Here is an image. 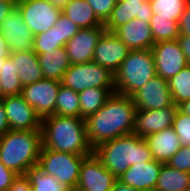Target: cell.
I'll list each match as a JSON object with an SVG mask.
<instances>
[{"instance_id": "1", "label": "cell", "mask_w": 190, "mask_h": 191, "mask_svg": "<svg viewBox=\"0 0 190 191\" xmlns=\"http://www.w3.org/2000/svg\"><path fill=\"white\" fill-rule=\"evenodd\" d=\"M136 111L132 97L114 92L96 113L84 119L87 139L92 148L120 136L132 134Z\"/></svg>"}, {"instance_id": "2", "label": "cell", "mask_w": 190, "mask_h": 191, "mask_svg": "<svg viewBox=\"0 0 190 191\" xmlns=\"http://www.w3.org/2000/svg\"><path fill=\"white\" fill-rule=\"evenodd\" d=\"M42 147L75 155H91L93 148L82 117L50 115L42 118Z\"/></svg>"}, {"instance_id": "3", "label": "cell", "mask_w": 190, "mask_h": 191, "mask_svg": "<svg viewBox=\"0 0 190 191\" xmlns=\"http://www.w3.org/2000/svg\"><path fill=\"white\" fill-rule=\"evenodd\" d=\"M93 153L117 179L130 166L154 160L146 140L134 133L106 141Z\"/></svg>"}, {"instance_id": "4", "label": "cell", "mask_w": 190, "mask_h": 191, "mask_svg": "<svg viewBox=\"0 0 190 191\" xmlns=\"http://www.w3.org/2000/svg\"><path fill=\"white\" fill-rule=\"evenodd\" d=\"M41 130H9L0 137V161L18 175L38 164Z\"/></svg>"}, {"instance_id": "5", "label": "cell", "mask_w": 190, "mask_h": 191, "mask_svg": "<svg viewBox=\"0 0 190 191\" xmlns=\"http://www.w3.org/2000/svg\"><path fill=\"white\" fill-rule=\"evenodd\" d=\"M156 75L151 49L130 50L115 73V92L132 97Z\"/></svg>"}, {"instance_id": "6", "label": "cell", "mask_w": 190, "mask_h": 191, "mask_svg": "<svg viewBox=\"0 0 190 191\" xmlns=\"http://www.w3.org/2000/svg\"><path fill=\"white\" fill-rule=\"evenodd\" d=\"M87 156L41 147L38 165L45 173L57 177L70 190H76L80 167Z\"/></svg>"}, {"instance_id": "7", "label": "cell", "mask_w": 190, "mask_h": 191, "mask_svg": "<svg viewBox=\"0 0 190 191\" xmlns=\"http://www.w3.org/2000/svg\"><path fill=\"white\" fill-rule=\"evenodd\" d=\"M61 84L80 92L87 88H115V74L94 61L72 64L64 73Z\"/></svg>"}, {"instance_id": "8", "label": "cell", "mask_w": 190, "mask_h": 191, "mask_svg": "<svg viewBox=\"0 0 190 191\" xmlns=\"http://www.w3.org/2000/svg\"><path fill=\"white\" fill-rule=\"evenodd\" d=\"M16 7L34 36L48 31L62 14L61 8L46 0H19Z\"/></svg>"}, {"instance_id": "9", "label": "cell", "mask_w": 190, "mask_h": 191, "mask_svg": "<svg viewBox=\"0 0 190 191\" xmlns=\"http://www.w3.org/2000/svg\"><path fill=\"white\" fill-rule=\"evenodd\" d=\"M60 84V81L44 78L33 84L23 86L21 96L42 119L55 114L56 98Z\"/></svg>"}, {"instance_id": "10", "label": "cell", "mask_w": 190, "mask_h": 191, "mask_svg": "<svg viewBox=\"0 0 190 191\" xmlns=\"http://www.w3.org/2000/svg\"><path fill=\"white\" fill-rule=\"evenodd\" d=\"M151 51L156 73L163 79L169 80L188 65L177 39L155 43Z\"/></svg>"}, {"instance_id": "11", "label": "cell", "mask_w": 190, "mask_h": 191, "mask_svg": "<svg viewBox=\"0 0 190 191\" xmlns=\"http://www.w3.org/2000/svg\"><path fill=\"white\" fill-rule=\"evenodd\" d=\"M116 180L117 178L93 153L81 164L75 191H111Z\"/></svg>"}, {"instance_id": "12", "label": "cell", "mask_w": 190, "mask_h": 191, "mask_svg": "<svg viewBox=\"0 0 190 191\" xmlns=\"http://www.w3.org/2000/svg\"><path fill=\"white\" fill-rule=\"evenodd\" d=\"M0 34L6 40L10 52L33 51L34 35L17 7L0 23Z\"/></svg>"}, {"instance_id": "13", "label": "cell", "mask_w": 190, "mask_h": 191, "mask_svg": "<svg viewBox=\"0 0 190 191\" xmlns=\"http://www.w3.org/2000/svg\"><path fill=\"white\" fill-rule=\"evenodd\" d=\"M3 105L10 130H41V117L21 96H5Z\"/></svg>"}, {"instance_id": "14", "label": "cell", "mask_w": 190, "mask_h": 191, "mask_svg": "<svg viewBox=\"0 0 190 191\" xmlns=\"http://www.w3.org/2000/svg\"><path fill=\"white\" fill-rule=\"evenodd\" d=\"M137 110H156L173 104L168 80L156 75L132 96Z\"/></svg>"}, {"instance_id": "15", "label": "cell", "mask_w": 190, "mask_h": 191, "mask_svg": "<svg viewBox=\"0 0 190 191\" xmlns=\"http://www.w3.org/2000/svg\"><path fill=\"white\" fill-rule=\"evenodd\" d=\"M106 31L104 26L80 29L77 34L67 41L65 50L72 64H82L93 60L95 47Z\"/></svg>"}, {"instance_id": "16", "label": "cell", "mask_w": 190, "mask_h": 191, "mask_svg": "<svg viewBox=\"0 0 190 191\" xmlns=\"http://www.w3.org/2000/svg\"><path fill=\"white\" fill-rule=\"evenodd\" d=\"M130 49L113 32L105 31L100 37L94 51L95 63L109 69L115 74Z\"/></svg>"}, {"instance_id": "17", "label": "cell", "mask_w": 190, "mask_h": 191, "mask_svg": "<svg viewBox=\"0 0 190 191\" xmlns=\"http://www.w3.org/2000/svg\"><path fill=\"white\" fill-rule=\"evenodd\" d=\"M153 16L149 0H117L110 17L104 23L106 31L114 32L118 27L134 18L150 22Z\"/></svg>"}, {"instance_id": "18", "label": "cell", "mask_w": 190, "mask_h": 191, "mask_svg": "<svg viewBox=\"0 0 190 191\" xmlns=\"http://www.w3.org/2000/svg\"><path fill=\"white\" fill-rule=\"evenodd\" d=\"M178 106L172 104L166 108L156 110H137L134 134L145 138L149 134L172 127Z\"/></svg>"}, {"instance_id": "19", "label": "cell", "mask_w": 190, "mask_h": 191, "mask_svg": "<svg viewBox=\"0 0 190 191\" xmlns=\"http://www.w3.org/2000/svg\"><path fill=\"white\" fill-rule=\"evenodd\" d=\"M130 50L151 49L155 44L150 23L138 18L118 27L113 32Z\"/></svg>"}, {"instance_id": "20", "label": "cell", "mask_w": 190, "mask_h": 191, "mask_svg": "<svg viewBox=\"0 0 190 191\" xmlns=\"http://www.w3.org/2000/svg\"><path fill=\"white\" fill-rule=\"evenodd\" d=\"M162 165V162L156 160L132 165L118 180L137 190L155 189Z\"/></svg>"}, {"instance_id": "21", "label": "cell", "mask_w": 190, "mask_h": 191, "mask_svg": "<svg viewBox=\"0 0 190 191\" xmlns=\"http://www.w3.org/2000/svg\"><path fill=\"white\" fill-rule=\"evenodd\" d=\"M154 160L166 163L181 147L178 135L172 127L149 134L144 138Z\"/></svg>"}, {"instance_id": "22", "label": "cell", "mask_w": 190, "mask_h": 191, "mask_svg": "<svg viewBox=\"0 0 190 191\" xmlns=\"http://www.w3.org/2000/svg\"><path fill=\"white\" fill-rule=\"evenodd\" d=\"M22 86L44 79L38 56L34 51H16L10 53Z\"/></svg>"}, {"instance_id": "23", "label": "cell", "mask_w": 190, "mask_h": 191, "mask_svg": "<svg viewBox=\"0 0 190 191\" xmlns=\"http://www.w3.org/2000/svg\"><path fill=\"white\" fill-rule=\"evenodd\" d=\"M37 56L45 79L61 82L65 71L71 66L65 47L40 53Z\"/></svg>"}, {"instance_id": "24", "label": "cell", "mask_w": 190, "mask_h": 191, "mask_svg": "<svg viewBox=\"0 0 190 191\" xmlns=\"http://www.w3.org/2000/svg\"><path fill=\"white\" fill-rule=\"evenodd\" d=\"M62 14L80 29L104 26L86 0H68L62 8Z\"/></svg>"}, {"instance_id": "25", "label": "cell", "mask_w": 190, "mask_h": 191, "mask_svg": "<svg viewBox=\"0 0 190 191\" xmlns=\"http://www.w3.org/2000/svg\"><path fill=\"white\" fill-rule=\"evenodd\" d=\"M157 191H190V173L163 163L156 183Z\"/></svg>"}, {"instance_id": "26", "label": "cell", "mask_w": 190, "mask_h": 191, "mask_svg": "<svg viewBox=\"0 0 190 191\" xmlns=\"http://www.w3.org/2000/svg\"><path fill=\"white\" fill-rule=\"evenodd\" d=\"M115 92V88H87L78 92L81 117L83 119L96 113Z\"/></svg>"}, {"instance_id": "27", "label": "cell", "mask_w": 190, "mask_h": 191, "mask_svg": "<svg viewBox=\"0 0 190 191\" xmlns=\"http://www.w3.org/2000/svg\"><path fill=\"white\" fill-rule=\"evenodd\" d=\"M25 175L33 191H71L57 177L45 173L38 164L31 166Z\"/></svg>"}, {"instance_id": "28", "label": "cell", "mask_w": 190, "mask_h": 191, "mask_svg": "<svg viewBox=\"0 0 190 191\" xmlns=\"http://www.w3.org/2000/svg\"><path fill=\"white\" fill-rule=\"evenodd\" d=\"M55 114L59 116L81 117L78 92L60 84L56 98Z\"/></svg>"}, {"instance_id": "29", "label": "cell", "mask_w": 190, "mask_h": 191, "mask_svg": "<svg viewBox=\"0 0 190 191\" xmlns=\"http://www.w3.org/2000/svg\"><path fill=\"white\" fill-rule=\"evenodd\" d=\"M153 16L179 21L190 0H149Z\"/></svg>"}, {"instance_id": "30", "label": "cell", "mask_w": 190, "mask_h": 191, "mask_svg": "<svg viewBox=\"0 0 190 191\" xmlns=\"http://www.w3.org/2000/svg\"><path fill=\"white\" fill-rule=\"evenodd\" d=\"M173 103L177 106L190 99V65L168 80Z\"/></svg>"}, {"instance_id": "31", "label": "cell", "mask_w": 190, "mask_h": 191, "mask_svg": "<svg viewBox=\"0 0 190 191\" xmlns=\"http://www.w3.org/2000/svg\"><path fill=\"white\" fill-rule=\"evenodd\" d=\"M1 88L4 96L21 95L22 84L13 60L8 57L0 71Z\"/></svg>"}, {"instance_id": "32", "label": "cell", "mask_w": 190, "mask_h": 191, "mask_svg": "<svg viewBox=\"0 0 190 191\" xmlns=\"http://www.w3.org/2000/svg\"><path fill=\"white\" fill-rule=\"evenodd\" d=\"M179 21L151 18L150 28L155 43L176 40L179 37Z\"/></svg>"}, {"instance_id": "33", "label": "cell", "mask_w": 190, "mask_h": 191, "mask_svg": "<svg viewBox=\"0 0 190 191\" xmlns=\"http://www.w3.org/2000/svg\"><path fill=\"white\" fill-rule=\"evenodd\" d=\"M33 51L36 55L63 47L59 44L58 29L53 26L46 32L34 36Z\"/></svg>"}, {"instance_id": "34", "label": "cell", "mask_w": 190, "mask_h": 191, "mask_svg": "<svg viewBox=\"0 0 190 191\" xmlns=\"http://www.w3.org/2000/svg\"><path fill=\"white\" fill-rule=\"evenodd\" d=\"M172 128L178 135L181 146H190V116L177 110Z\"/></svg>"}, {"instance_id": "35", "label": "cell", "mask_w": 190, "mask_h": 191, "mask_svg": "<svg viewBox=\"0 0 190 191\" xmlns=\"http://www.w3.org/2000/svg\"><path fill=\"white\" fill-rule=\"evenodd\" d=\"M53 27L58 29L59 44H61L63 47L65 46L67 41L73 38L80 30V28L75 23H73L63 14L59 16L57 22L53 25Z\"/></svg>"}, {"instance_id": "36", "label": "cell", "mask_w": 190, "mask_h": 191, "mask_svg": "<svg viewBox=\"0 0 190 191\" xmlns=\"http://www.w3.org/2000/svg\"><path fill=\"white\" fill-rule=\"evenodd\" d=\"M166 164L176 170L190 173V146H181Z\"/></svg>"}, {"instance_id": "37", "label": "cell", "mask_w": 190, "mask_h": 191, "mask_svg": "<svg viewBox=\"0 0 190 191\" xmlns=\"http://www.w3.org/2000/svg\"><path fill=\"white\" fill-rule=\"evenodd\" d=\"M92 7L94 14L104 24L110 17L117 0H86Z\"/></svg>"}, {"instance_id": "38", "label": "cell", "mask_w": 190, "mask_h": 191, "mask_svg": "<svg viewBox=\"0 0 190 191\" xmlns=\"http://www.w3.org/2000/svg\"><path fill=\"white\" fill-rule=\"evenodd\" d=\"M17 176V173L8 169L0 161V191H8L9 187Z\"/></svg>"}, {"instance_id": "39", "label": "cell", "mask_w": 190, "mask_h": 191, "mask_svg": "<svg viewBox=\"0 0 190 191\" xmlns=\"http://www.w3.org/2000/svg\"><path fill=\"white\" fill-rule=\"evenodd\" d=\"M179 24V36L190 37V2L187 4L186 9L182 13Z\"/></svg>"}, {"instance_id": "40", "label": "cell", "mask_w": 190, "mask_h": 191, "mask_svg": "<svg viewBox=\"0 0 190 191\" xmlns=\"http://www.w3.org/2000/svg\"><path fill=\"white\" fill-rule=\"evenodd\" d=\"M8 191H33L28 177L23 175H18L11 186L9 187Z\"/></svg>"}, {"instance_id": "41", "label": "cell", "mask_w": 190, "mask_h": 191, "mask_svg": "<svg viewBox=\"0 0 190 191\" xmlns=\"http://www.w3.org/2000/svg\"><path fill=\"white\" fill-rule=\"evenodd\" d=\"M10 130V126L7 120L6 111L3 105V100H0V137L6 134Z\"/></svg>"}, {"instance_id": "42", "label": "cell", "mask_w": 190, "mask_h": 191, "mask_svg": "<svg viewBox=\"0 0 190 191\" xmlns=\"http://www.w3.org/2000/svg\"><path fill=\"white\" fill-rule=\"evenodd\" d=\"M16 7L15 2L0 0V23L8 16V14Z\"/></svg>"}, {"instance_id": "43", "label": "cell", "mask_w": 190, "mask_h": 191, "mask_svg": "<svg viewBox=\"0 0 190 191\" xmlns=\"http://www.w3.org/2000/svg\"><path fill=\"white\" fill-rule=\"evenodd\" d=\"M177 40L180 44L182 51L184 52V54L186 56L188 65H190V37L189 36H179L177 38Z\"/></svg>"}, {"instance_id": "44", "label": "cell", "mask_w": 190, "mask_h": 191, "mask_svg": "<svg viewBox=\"0 0 190 191\" xmlns=\"http://www.w3.org/2000/svg\"><path fill=\"white\" fill-rule=\"evenodd\" d=\"M10 53L6 40L0 34V59H7L10 57Z\"/></svg>"}, {"instance_id": "45", "label": "cell", "mask_w": 190, "mask_h": 191, "mask_svg": "<svg viewBox=\"0 0 190 191\" xmlns=\"http://www.w3.org/2000/svg\"><path fill=\"white\" fill-rule=\"evenodd\" d=\"M111 191H139V190L133 188L132 186L126 185L117 179L113 184V188Z\"/></svg>"}, {"instance_id": "46", "label": "cell", "mask_w": 190, "mask_h": 191, "mask_svg": "<svg viewBox=\"0 0 190 191\" xmlns=\"http://www.w3.org/2000/svg\"><path fill=\"white\" fill-rule=\"evenodd\" d=\"M178 110L186 115L190 116V99L187 101H184L183 103L178 105Z\"/></svg>"}, {"instance_id": "47", "label": "cell", "mask_w": 190, "mask_h": 191, "mask_svg": "<svg viewBox=\"0 0 190 191\" xmlns=\"http://www.w3.org/2000/svg\"><path fill=\"white\" fill-rule=\"evenodd\" d=\"M48 1L50 4L59 7V8H63L64 4L68 1V0H46Z\"/></svg>"}, {"instance_id": "48", "label": "cell", "mask_w": 190, "mask_h": 191, "mask_svg": "<svg viewBox=\"0 0 190 191\" xmlns=\"http://www.w3.org/2000/svg\"><path fill=\"white\" fill-rule=\"evenodd\" d=\"M6 59H0V71L2 70L3 66L5 65Z\"/></svg>"}, {"instance_id": "49", "label": "cell", "mask_w": 190, "mask_h": 191, "mask_svg": "<svg viewBox=\"0 0 190 191\" xmlns=\"http://www.w3.org/2000/svg\"><path fill=\"white\" fill-rule=\"evenodd\" d=\"M5 98L2 88H1V81H0V100H3Z\"/></svg>"}, {"instance_id": "50", "label": "cell", "mask_w": 190, "mask_h": 191, "mask_svg": "<svg viewBox=\"0 0 190 191\" xmlns=\"http://www.w3.org/2000/svg\"><path fill=\"white\" fill-rule=\"evenodd\" d=\"M139 191H157L156 189H147V190H139Z\"/></svg>"}, {"instance_id": "51", "label": "cell", "mask_w": 190, "mask_h": 191, "mask_svg": "<svg viewBox=\"0 0 190 191\" xmlns=\"http://www.w3.org/2000/svg\"><path fill=\"white\" fill-rule=\"evenodd\" d=\"M5 1H11L17 3L19 0H5Z\"/></svg>"}]
</instances>
